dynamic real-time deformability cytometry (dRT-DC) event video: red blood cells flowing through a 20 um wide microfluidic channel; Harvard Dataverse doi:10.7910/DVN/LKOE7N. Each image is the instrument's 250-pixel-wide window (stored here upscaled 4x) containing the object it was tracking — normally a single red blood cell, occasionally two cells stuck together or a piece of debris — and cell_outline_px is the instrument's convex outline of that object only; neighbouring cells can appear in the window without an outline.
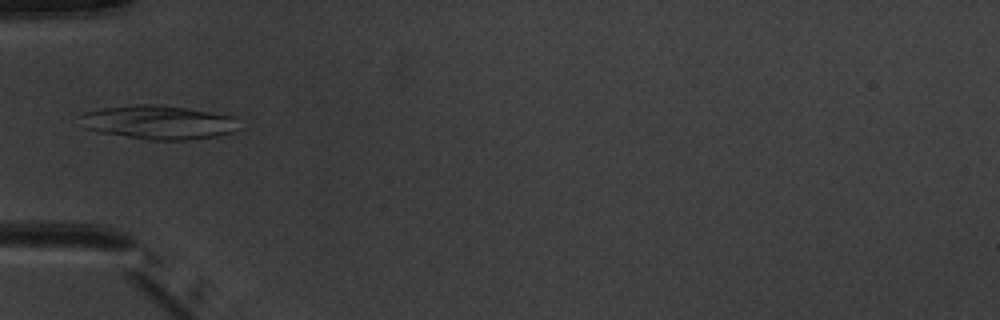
{"species": "common noctule bat (a hibernating species)", "species_latin": "Nyctalus noctula", "temperature_condition": "warm", "stored_images_in_passage": 5, "camera_frame_rate_fps": 3000, "um_per_image_px": 0.085, "animal": {"sex": "male", "body_mass_g": 20.1, "forearm_length_mm": 53.5}, "frame": {"image": 1, "passage_image": 4, "time_ms": 4.333, "image_size_px": [1000, 320], "cell_outline_px": [[236, 116], [232, 132], [216, 136], [188, 140], [148, 140], [100, 132], [84, 128], [76, 116], [84, 112], [100, 108], [136, 104], [160, 104], [188, 108]], "centroid_in_image_um": [13.37, 10.38], "position_along_channel_um": 71.6, "area_um2": 31.5}}